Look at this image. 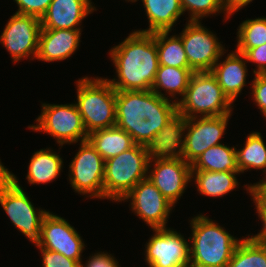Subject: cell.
Listing matches in <instances>:
<instances>
[{
    "mask_svg": "<svg viewBox=\"0 0 266 267\" xmlns=\"http://www.w3.org/2000/svg\"><path fill=\"white\" fill-rule=\"evenodd\" d=\"M181 36L189 67L193 72H211L224 55L225 49L216 35L200 21H189Z\"/></svg>",
    "mask_w": 266,
    "mask_h": 267,
    "instance_id": "obj_12",
    "label": "cell"
},
{
    "mask_svg": "<svg viewBox=\"0 0 266 267\" xmlns=\"http://www.w3.org/2000/svg\"><path fill=\"white\" fill-rule=\"evenodd\" d=\"M117 79H108L116 91L151 90L159 68L155 32L133 31L110 49Z\"/></svg>",
    "mask_w": 266,
    "mask_h": 267,
    "instance_id": "obj_2",
    "label": "cell"
},
{
    "mask_svg": "<svg viewBox=\"0 0 266 267\" xmlns=\"http://www.w3.org/2000/svg\"><path fill=\"white\" fill-rule=\"evenodd\" d=\"M79 150L69 165V181L78 193L104 199L105 160L88 140L80 142Z\"/></svg>",
    "mask_w": 266,
    "mask_h": 267,
    "instance_id": "obj_11",
    "label": "cell"
},
{
    "mask_svg": "<svg viewBox=\"0 0 266 267\" xmlns=\"http://www.w3.org/2000/svg\"><path fill=\"white\" fill-rule=\"evenodd\" d=\"M192 228L189 267H227L241 241L206 215L190 220Z\"/></svg>",
    "mask_w": 266,
    "mask_h": 267,
    "instance_id": "obj_3",
    "label": "cell"
},
{
    "mask_svg": "<svg viewBox=\"0 0 266 267\" xmlns=\"http://www.w3.org/2000/svg\"><path fill=\"white\" fill-rule=\"evenodd\" d=\"M80 267H120L116 258L108 252H98L89 257L85 265L80 263Z\"/></svg>",
    "mask_w": 266,
    "mask_h": 267,
    "instance_id": "obj_36",
    "label": "cell"
},
{
    "mask_svg": "<svg viewBox=\"0 0 266 267\" xmlns=\"http://www.w3.org/2000/svg\"><path fill=\"white\" fill-rule=\"evenodd\" d=\"M252 1L253 0H223V6L226 14L230 17Z\"/></svg>",
    "mask_w": 266,
    "mask_h": 267,
    "instance_id": "obj_37",
    "label": "cell"
},
{
    "mask_svg": "<svg viewBox=\"0 0 266 267\" xmlns=\"http://www.w3.org/2000/svg\"><path fill=\"white\" fill-rule=\"evenodd\" d=\"M151 165L154 166L153 169H150ZM148 169L150 170L147 178L173 205L183 195L188 182L192 181L191 164L173 149L155 151L150 158Z\"/></svg>",
    "mask_w": 266,
    "mask_h": 267,
    "instance_id": "obj_9",
    "label": "cell"
},
{
    "mask_svg": "<svg viewBox=\"0 0 266 267\" xmlns=\"http://www.w3.org/2000/svg\"><path fill=\"white\" fill-rule=\"evenodd\" d=\"M234 146L218 144L208 148L192 164L191 170H205L214 172L233 171L238 172L237 154Z\"/></svg>",
    "mask_w": 266,
    "mask_h": 267,
    "instance_id": "obj_26",
    "label": "cell"
},
{
    "mask_svg": "<svg viewBox=\"0 0 266 267\" xmlns=\"http://www.w3.org/2000/svg\"><path fill=\"white\" fill-rule=\"evenodd\" d=\"M77 102L87 133L116 126V90L106 78L76 81Z\"/></svg>",
    "mask_w": 266,
    "mask_h": 267,
    "instance_id": "obj_6",
    "label": "cell"
},
{
    "mask_svg": "<svg viewBox=\"0 0 266 267\" xmlns=\"http://www.w3.org/2000/svg\"><path fill=\"white\" fill-rule=\"evenodd\" d=\"M170 31H156L159 65L190 68L180 35L168 36Z\"/></svg>",
    "mask_w": 266,
    "mask_h": 267,
    "instance_id": "obj_27",
    "label": "cell"
},
{
    "mask_svg": "<svg viewBox=\"0 0 266 267\" xmlns=\"http://www.w3.org/2000/svg\"><path fill=\"white\" fill-rule=\"evenodd\" d=\"M63 168L62 157L47 148L36 151L30 159L26 179L29 184H44L57 179Z\"/></svg>",
    "mask_w": 266,
    "mask_h": 267,
    "instance_id": "obj_22",
    "label": "cell"
},
{
    "mask_svg": "<svg viewBox=\"0 0 266 267\" xmlns=\"http://www.w3.org/2000/svg\"><path fill=\"white\" fill-rule=\"evenodd\" d=\"M251 82L253 101L266 119V74H255Z\"/></svg>",
    "mask_w": 266,
    "mask_h": 267,
    "instance_id": "obj_34",
    "label": "cell"
},
{
    "mask_svg": "<svg viewBox=\"0 0 266 267\" xmlns=\"http://www.w3.org/2000/svg\"><path fill=\"white\" fill-rule=\"evenodd\" d=\"M250 196H252L253 201L255 203V208L258 213V217L261 219V222L263 223L262 230L251 238L266 246V195L257 187L252 188L250 192Z\"/></svg>",
    "mask_w": 266,
    "mask_h": 267,
    "instance_id": "obj_31",
    "label": "cell"
},
{
    "mask_svg": "<svg viewBox=\"0 0 266 267\" xmlns=\"http://www.w3.org/2000/svg\"><path fill=\"white\" fill-rule=\"evenodd\" d=\"M148 18L149 28L137 30L153 33L172 31L178 18L184 14L180 0H141Z\"/></svg>",
    "mask_w": 266,
    "mask_h": 267,
    "instance_id": "obj_20",
    "label": "cell"
},
{
    "mask_svg": "<svg viewBox=\"0 0 266 267\" xmlns=\"http://www.w3.org/2000/svg\"><path fill=\"white\" fill-rule=\"evenodd\" d=\"M35 246L40 249L43 267H80V263L76 260L69 259L58 252L46 250L37 244Z\"/></svg>",
    "mask_w": 266,
    "mask_h": 267,
    "instance_id": "obj_33",
    "label": "cell"
},
{
    "mask_svg": "<svg viewBox=\"0 0 266 267\" xmlns=\"http://www.w3.org/2000/svg\"><path fill=\"white\" fill-rule=\"evenodd\" d=\"M245 146L242 149H236L238 166L241 173L248 171L250 169L263 170L266 174V145L263 141V137L259 132H252L246 137ZM263 178L260 182L248 184L245 188L250 195L252 188H257L264 180Z\"/></svg>",
    "mask_w": 266,
    "mask_h": 267,
    "instance_id": "obj_25",
    "label": "cell"
},
{
    "mask_svg": "<svg viewBox=\"0 0 266 267\" xmlns=\"http://www.w3.org/2000/svg\"><path fill=\"white\" fill-rule=\"evenodd\" d=\"M193 73L190 68L159 65L151 90L167 99H170L168 97L175 99L174 97L178 94L183 97ZM162 90L165 94L161 92ZM166 93L169 94L167 97Z\"/></svg>",
    "mask_w": 266,
    "mask_h": 267,
    "instance_id": "obj_24",
    "label": "cell"
},
{
    "mask_svg": "<svg viewBox=\"0 0 266 267\" xmlns=\"http://www.w3.org/2000/svg\"><path fill=\"white\" fill-rule=\"evenodd\" d=\"M230 117L231 114L178 119L176 140L172 149L192 164L208 148L221 144L220 139L225 134Z\"/></svg>",
    "mask_w": 266,
    "mask_h": 267,
    "instance_id": "obj_8",
    "label": "cell"
},
{
    "mask_svg": "<svg viewBox=\"0 0 266 267\" xmlns=\"http://www.w3.org/2000/svg\"><path fill=\"white\" fill-rule=\"evenodd\" d=\"M219 62L215 63L211 73L216 77L223 93L233 103L246 86V58L235 50L227 55L225 61Z\"/></svg>",
    "mask_w": 266,
    "mask_h": 267,
    "instance_id": "obj_19",
    "label": "cell"
},
{
    "mask_svg": "<svg viewBox=\"0 0 266 267\" xmlns=\"http://www.w3.org/2000/svg\"><path fill=\"white\" fill-rule=\"evenodd\" d=\"M128 199L132 201L130 202L132 212L139 219H143L151 229L166 228L167 218H169L174 205L161 194L148 178L135 185L121 202Z\"/></svg>",
    "mask_w": 266,
    "mask_h": 267,
    "instance_id": "obj_15",
    "label": "cell"
},
{
    "mask_svg": "<svg viewBox=\"0 0 266 267\" xmlns=\"http://www.w3.org/2000/svg\"><path fill=\"white\" fill-rule=\"evenodd\" d=\"M247 236L235 248L227 267H266V246Z\"/></svg>",
    "mask_w": 266,
    "mask_h": 267,
    "instance_id": "obj_28",
    "label": "cell"
},
{
    "mask_svg": "<svg viewBox=\"0 0 266 267\" xmlns=\"http://www.w3.org/2000/svg\"><path fill=\"white\" fill-rule=\"evenodd\" d=\"M37 124L31 130L50 134L61 146L87 140L88 133L76 104H42Z\"/></svg>",
    "mask_w": 266,
    "mask_h": 267,
    "instance_id": "obj_10",
    "label": "cell"
},
{
    "mask_svg": "<svg viewBox=\"0 0 266 267\" xmlns=\"http://www.w3.org/2000/svg\"><path fill=\"white\" fill-rule=\"evenodd\" d=\"M81 30L41 29L36 59L45 62L62 61L78 49Z\"/></svg>",
    "mask_w": 266,
    "mask_h": 267,
    "instance_id": "obj_18",
    "label": "cell"
},
{
    "mask_svg": "<svg viewBox=\"0 0 266 267\" xmlns=\"http://www.w3.org/2000/svg\"><path fill=\"white\" fill-rule=\"evenodd\" d=\"M126 1H128V2L130 1V2H133V3H134V2H136L137 0H126Z\"/></svg>",
    "mask_w": 266,
    "mask_h": 267,
    "instance_id": "obj_39",
    "label": "cell"
},
{
    "mask_svg": "<svg viewBox=\"0 0 266 267\" xmlns=\"http://www.w3.org/2000/svg\"><path fill=\"white\" fill-rule=\"evenodd\" d=\"M41 28L40 19L32 15L15 13L7 21L0 43L14 63L28 57L36 59Z\"/></svg>",
    "mask_w": 266,
    "mask_h": 267,
    "instance_id": "obj_14",
    "label": "cell"
},
{
    "mask_svg": "<svg viewBox=\"0 0 266 267\" xmlns=\"http://www.w3.org/2000/svg\"><path fill=\"white\" fill-rule=\"evenodd\" d=\"M237 32V52L244 54L250 48L266 43V18L258 17L243 21Z\"/></svg>",
    "mask_w": 266,
    "mask_h": 267,
    "instance_id": "obj_29",
    "label": "cell"
},
{
    "mask_svg": "<svg viewBox=\"0 0 266 267\" xmlns=\"http://www.w3.org/2000/svg\"><path fill=\"white\" fill-rule=\"evenodd\" d=\"M181 98L174 100L177 103L178 119L232 114L233 103L223 93L211 72H194Z\"/></svg>",
    "mask_w": 266,
    "mask_h": 267,
    "instance_id": "obj_5",
    "label": "cell"
},
{
    "mask_svg": "<svg viewBox=\"0 0 266 267\" xmlns=\"http://www.w3.org/2000/svg\"><path fill=\"white\" fill-rule=\"evenodd\" d=\"M87 140L105 161L135 145L132 137L117 126L95 130L88 134Z\"/></svg>",
    "mask_w": 266,
    "mask_h": 267,
    "instance_id": "obj_21",
    "label": "cell"
},
{
    "mask_svg": "<svg viewBox=\"0 0 266 267\" xmlns=\"http://www.w3.org/2000/svg\"><path fill=\"white\" fill-rule=\"evenodd\" d=\"M18 6L15 13L32 15L39 19L46 13L52 0H14Z\"/></svg>",
    "mask_w": 266,
    "mask_h": 267,
    "instance_id": "obj_32",
    "label": "cell"
},
{
    "mask_svg": "<svg viewBox=\"0 0 266 267\" xmlns=\"http://www.w3.org/2000/svg\"><path fill=\"white\" fill-rule=\"evenodd\" d=\"M0 205L9 219L34 245L40 241L42 220L49 212L36 209L18 179L0 161Z\"/></svg>",
    "mask_w": 266,
    "mask_h": 267,
    "instance_id": "obj_7",
    "label": "cell"
},
{
    "mask_svg": "<svg viewBox=\"0 0 266 267\" xmlns=\"http://www.w3.org/2000/svg\"><path fill=\"white\" fill-rule=\"evenodd\" d=\"M260 185H266V179Z\"/></svg>",
    "mask_w": 266,
    "mask_h": 267,
    "instance_id": "obj_38",
    "label": "cell"
},
{
    "mask_svg": "<svg viewBox=\"0 0 266 267\" xmlns=\"http://www.w3.org/2000/svg\"><path fill=\"white\" fill-rule=\"evenodd\" d=\"M82 240L66 219L48 212L42 220L40 241L37 245L82 263L81 253L86 246Z\"/></svg>",
    "mask_w": 266,
    "mask_h": 267,
    "instance_id": "obj_16",
    "label": "cell"
},
{
    "mask_svg": "<svg viewBox=\"0 0 266 267\" xmlns=\"http://www.w3.org/2000/svg\"><path fill=\"white\" fill-rule=\"evenodd\" d=\"M183 12L189 11V21H201L202 18L211 14L223 12L226 17H230L224 12L223 0H180ZM201 19V20H200Z\"/></svg>",
    "mask_w": 266,
    "mask_h": 267,
    "instance_id": "obj_30",
    "label": "cell"
},
{
    "mask_svg": "<svg viewBox=\"0 0 266 267\" xmlns=\"http://www.w3.org/2000/svg\"><path fill=\"white\" fill-rule=\"evenodd\" d=\"M153 232L144 254L149 267L190 266V242L181 233L168 227L156 228Z\"/></svg>",
    "mask_w": 266,
    "mask_h": 267,
    "instance_id": "obj_13",
    "label": "cell"
},
{
    "mask_svg": "<svg viewBox=\"0 0 266 267\" xmlns=\"http://www.w3.org/2000/svg\"><path fill=\"white\" fill-rule=\"evenodd\" d=\"M238 172H214L205 170H191V180H195L199 193L203 196L222 197L236 187Z\"/></svg>",
    "mask_w": 266,
    "mask_h": 267,
    "instance_id": "obj_23",
    "label": "cell"
},
{
    "mask_svg": "<svg viewBox=\"0 0 266 267\" xmlns=\"http://www.w3.org/2000/svg\"><path fill=\"white\" fill-rule=\"evenodd\" d=\"M243 55L246 61L256 63L257 69L253 70L254 74H266V43L250 48Z\"/></svg>",
    "mask_w": 266,
    "mask_h": 267,
    "instance_id": "obj_35",
    "label": "cell"
},
{
    "mask_svg": "<svg viewBox=\"0 0 266 267\" xmlns=\"http://www.w3.org/2000/svg\"><path fill=\"white\" fill-rule=\"evenodd\" d=\"M116 126L135 144L155 151L173 148L177 132V103L152 90L116 91Z\"/></svg>",
    "mask_w": 266,
    "mask_h": 267,
    "instance_id": "obj_1",
    "label": "cell"
},
{
    "mask_svg": "<svg viewBox=\"0 0 266 267\" xmlns=\"http://www.w3.org/2000/svg\"><path fill=\"white\" fill-rule=\"evenodd\" d=\"M95 10L91 0H52L40 19L41 29L81 30L82 20Z\"/></svg>",
    "mask_w": 266,
    "mask_h": 267,
    "instance_id": "obj_17",
    "label": "cell"
},
{
    "mask_svg": "<svg viewBox=\"0 0 266 267\" xmlns=\"http://www.w3.org/2000/svg\"><path fill=\"white\" fill-rule=\"evenodd\" d=\"M154 151L135 144L105 161L104 199L120 202L141 180L148 177V165Z\"/></svg>",
    "mask_w": 266,
    "mask_h": 267,
    "instance_id": "obj_4",
    "label": "cell"
}]
</instances>
